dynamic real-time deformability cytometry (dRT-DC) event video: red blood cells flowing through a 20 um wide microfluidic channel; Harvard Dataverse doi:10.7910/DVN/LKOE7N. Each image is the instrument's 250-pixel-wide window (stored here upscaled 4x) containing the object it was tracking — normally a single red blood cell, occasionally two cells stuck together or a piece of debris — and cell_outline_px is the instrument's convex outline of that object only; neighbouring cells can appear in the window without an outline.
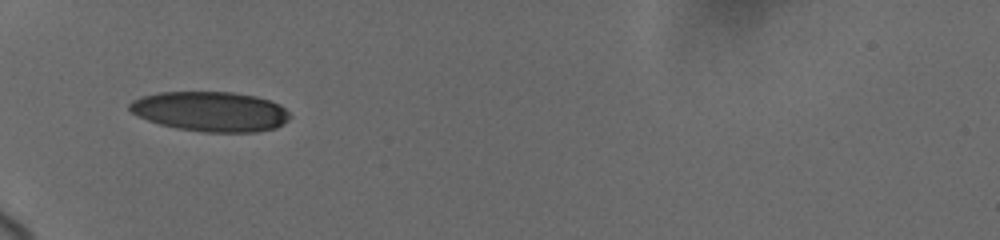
{"species": "human", "species_latin": "Homo sapiens", "temperature_condition": "cold", "stored_images_in_passage": 9, "camera_frame_rate_fps": 3000, "um_per_image_px": 0.085, "donor": {"sex": "female"}, "frame": {"image": 1, "passage_image": 8, "time_ms": 6.667, "image_size_px": [1000, 240], "cell_outline_px": [[292, 116], [284, 124], [276, 128], [256, 132], [204, 132], [176, 128], [160, 124], [148, 120], [132, 112], [128, 108], [128, 104], [132, 100], [140, 96], [160, 92], [232, 92], [256, 96], [272, 100], [280, 104]], "centroid_in_image_um": [17.92, 9.47], "position_along_channel_um": 67.1, "area_um2": 37.51}}